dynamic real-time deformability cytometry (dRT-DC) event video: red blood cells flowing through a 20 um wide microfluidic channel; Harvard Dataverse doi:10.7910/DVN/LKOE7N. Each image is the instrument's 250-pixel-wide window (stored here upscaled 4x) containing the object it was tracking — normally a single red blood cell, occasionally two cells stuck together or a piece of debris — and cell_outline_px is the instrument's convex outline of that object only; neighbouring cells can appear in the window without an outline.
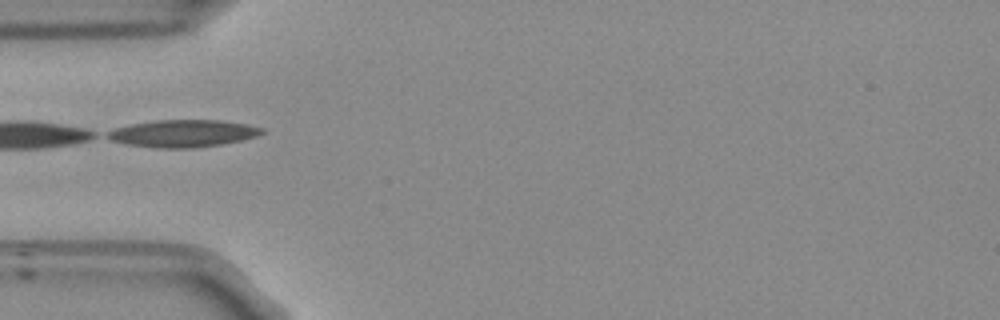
{"species": "Egyptian fruit bat (a non-hibernating species)", "species_latin": "Rousettus aegyptiacus", "temperature_condition": "room temperature", "stored_images_in_passage": 15, "camera_frame_rate_fps": 3000, "um_per_image_px": 0.085, "frame": {"image": 1, "passage_image": 1, "time_ms": 0.0, "image_size_px": [1000, 320], "cell_outline_px": [[264, 132], [256, 136], [240, 140], [220, 144], [192, 148], [156, 148], [124, 144], [112, 140], [104, 136], [104, 132], [116, 128], [132, 124], [156, 120], [220, 120], [248, 124], [264, 128]], "centroid_in_image_um": [15.51, 11.34], "position_along_channel_um": 69.5, "area_um2": 24.57}}